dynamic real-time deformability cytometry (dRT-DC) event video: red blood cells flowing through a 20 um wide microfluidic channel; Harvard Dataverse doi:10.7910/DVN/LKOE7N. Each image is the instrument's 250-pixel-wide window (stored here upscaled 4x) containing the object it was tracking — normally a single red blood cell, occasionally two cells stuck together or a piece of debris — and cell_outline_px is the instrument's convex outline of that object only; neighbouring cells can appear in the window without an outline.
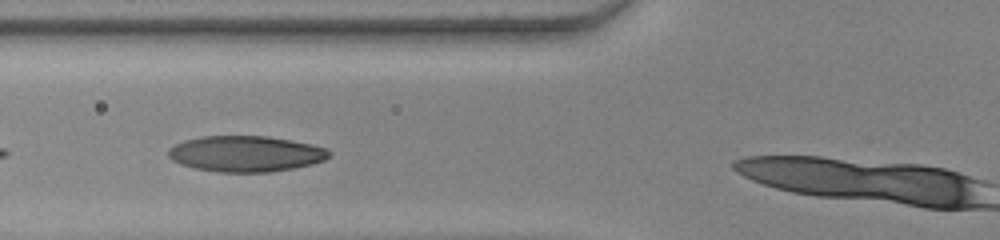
{"species": "human", "species_latin": "Homo sapiens", "temperature_condition": "warm", "stored_images_in_passage": 11, "camera_frame_rate_fps": 3000, "um_per_image_px": 0.085, "donor": {"sex": "female"}, "frame": {"image": 1, "passage_image": 4, "time_ms": 1.0, "image_size_px": [1000, 240], "cell_outline_px": [[332, 152], [324, 160], [312, 164], [292, 168], [268, 172], [216, 172], [196, 168], [180, 164], [172, 160], [168, 156], [168, 148], [184, 140], [200, 136], [268, 136], [312, 144], [328, 148]], "centroid_in_image_um": [20.88, 13.06], "position_along_channel_um": 104.9, "area_um2": 33.7}}
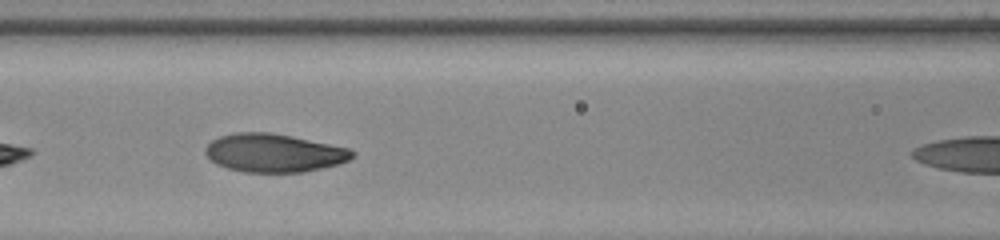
{"frame": {"image": 2, "passage_image": 7, "time_ms": 2.0, "image_size_px": [1000, 240], "cell_outline_px": [[356, 152], [348, 160], [336, 164], [304, 172], [244, 172], [228, 168], [216, 164], [204, 152], [204, 148], [212, 140], [220, 136], [236, 132], [272, 132], [352, 148]], "centroid_in_image_um": [23.29, 12.98], "position_along_channel_um": 143.3, "area_um2": 32.83}}
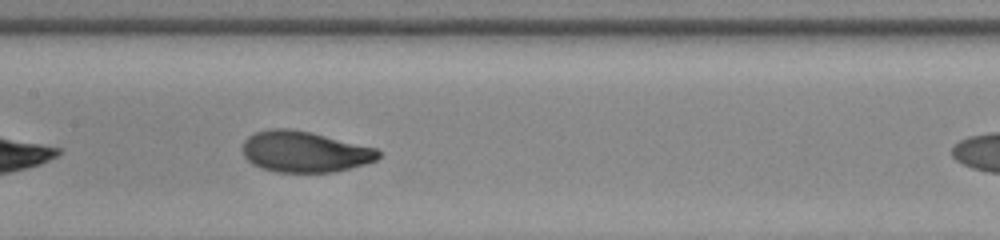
{"frame": {"image": 3, "passage_image": 10, "time_ms": 3.0, "image_size_px": [1000, 240], "cell_outline_px": [[380, 156], [376, 160], [364, 164], [336, 172], [276, 172], [260, 168], [252, 164], [244, 156], [244, 140], [248, 136], [256, 132], [272, 128], [288, 128], [308, 132], [376, 148], [380, 152]], "centroid_in_image_um": [25.87, 12.91], "position_along_channel_um": 181.5, "area_um2": 32.19}}